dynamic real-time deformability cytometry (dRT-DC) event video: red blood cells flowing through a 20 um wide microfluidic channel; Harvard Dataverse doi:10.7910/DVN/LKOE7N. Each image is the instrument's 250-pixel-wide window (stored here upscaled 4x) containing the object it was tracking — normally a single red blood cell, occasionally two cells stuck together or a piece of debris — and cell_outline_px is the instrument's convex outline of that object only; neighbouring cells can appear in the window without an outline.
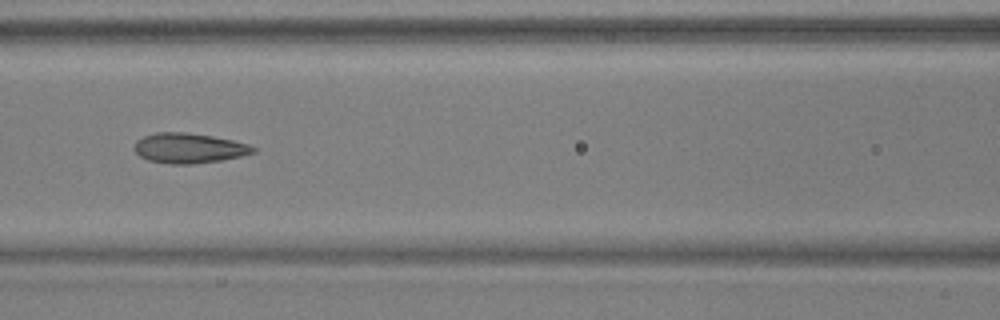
{"species": "common noctule bat (a hibernating species)", "species_latin": "Nyctalus noctula", "temperature_condition": "warm", "stored_images_in_passage": 8, "camera_frame_rate_fps": 3000, "um_per_image_px": 0.085, "animal": {"sex": "male", "body_mass_g": 17.9, "forearm_length_mm": 54.2}, "frame": {"image": 1, "passage_image": 7, "time_ms": 2.0, "image_size_px": [1000, 320], "cell_outline_px": [[256, 152], [240, 156], [220, 160], [192, 164], [172, 164], [148, 160], [140, 156], [132, 148], [136, 140], [144, 136], [156, 132], [184, 132], [212, 136], [232, 140], [248, 144], [256, 148]], "centroid_in_image_um": [16.03, 12.59], "position_along_channel_um": 150.6, "area_um2": 20.75}}